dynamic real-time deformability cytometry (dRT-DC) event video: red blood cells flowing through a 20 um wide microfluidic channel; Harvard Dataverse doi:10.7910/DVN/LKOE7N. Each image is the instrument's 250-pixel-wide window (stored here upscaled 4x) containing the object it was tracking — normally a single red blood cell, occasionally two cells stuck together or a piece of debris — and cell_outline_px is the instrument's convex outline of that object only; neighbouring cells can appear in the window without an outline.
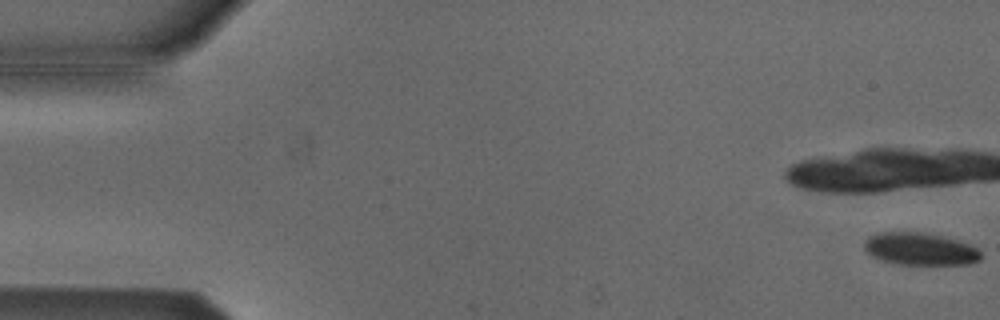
{"species": "Egyptian fruit bat (a non-hibernating species)", "species_latin": "Rousettus aegyptiacus", "temperature_condition": "cold", "stored_images_in_passage": 13, "camera_frame_rate_fps": 3000, "um_per_image_px": 0.085, "animal": {"sex": "male"}, "frame": {"image": 1, "passage_image": 1, "time_ms": 0.0, "image_size_px": [1000, 320], "cell_outline_px": [[980, 260], [968, 264], [900, 264], [880, 260], [872, 256], [864, 248], [864, 244], [872, 236], [884, 232], [924, 232], [956, 240], [968, 244], [976, 248], [980, 252]], "centroid_in_image_um": [78.22, 21.17], "position_along_channel_um": 6.8, "area_um2": 21.56}}